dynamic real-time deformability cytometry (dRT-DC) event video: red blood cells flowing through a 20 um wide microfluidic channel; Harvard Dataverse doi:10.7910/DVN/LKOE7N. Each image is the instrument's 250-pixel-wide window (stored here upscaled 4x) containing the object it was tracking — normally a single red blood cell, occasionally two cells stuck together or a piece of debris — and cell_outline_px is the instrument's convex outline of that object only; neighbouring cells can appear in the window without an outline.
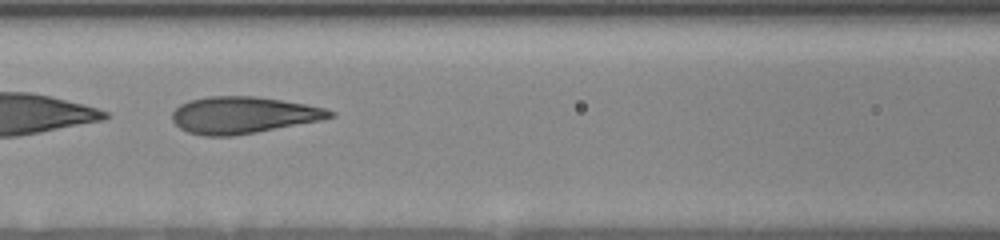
{"species": "human", "species_latin": "Homo sapiens", "temperature_condition": "room temperature", "stored_images_in_passage": 41, "camera_frame_rate_fps": 3000, "um_per_image_px": 0.085, "donor": {"sex": "female"}, "frame": {"image": 1, "passage_image": 12, "time_ms": 3.667, "image_size_px": [1000, 240], "cell_outline_px": [[336, 116], [320, 120], [256, 132], [232, 136], [204, 136], [188, 132], [180, 128], [172, 120], [172, 112], [180, 104], [188, 100], [208, 96], [256, 96], [304, 104], [324, 108], [336, 112]], "centroid_in_image_um": [20.64, 9.78], "position_along_channel_um": 146.0, "area_um2": 33.7}}
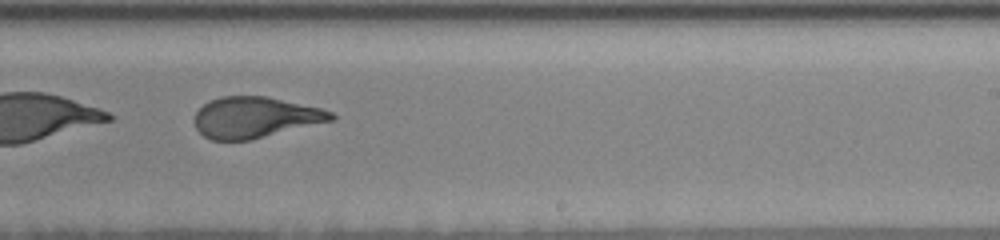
{"frame": {"image": 2, "passage_image": 22, "time_ms": 7.0, "image_size_px": [1000, 240], "cell_outline_px": [[336, 116], [332, 120], [252, 140], [212, 140], [204, 136], [196, 128], [192, 120], [196, 112], [204, 104], [220, 96], [264, 96], [320, 108], [332, 112]], "centroid_in_image_um": [21.64, 9.98], "position_along_channel_um": 267.4, "area_um2": 32.43}}
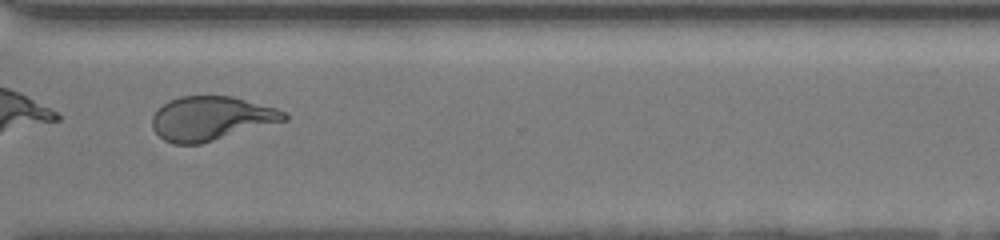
{"frame": {"image": 3, "passage_image": 29, "time_ms": 9.333, "image_size_px": [1000, 240], "cell_outline_px": [[288, 120], [200, 144], [172, 144], [164, 140], [152, 128], [152, 116], [168, 100], [180, 96], [232, 96], [276, 108], [284, 112], [288, 116]], "centroid_in_image_um": [17.94, 10.07], "position_along_channel_um": 352.7, "area_um2": 33.76}, "authors_computed_cell_mechanics": {"area_um2": 33.8708, "velocity_mm_per_s": 3.6525, "shape_relaxation_time_tau1_ms": 5.6196, "shape_relaxation_time_tau2_ms": 0.8293, "deformation_change_tau1": 0.2083, "deformation_change_tau2": 0.0766}}